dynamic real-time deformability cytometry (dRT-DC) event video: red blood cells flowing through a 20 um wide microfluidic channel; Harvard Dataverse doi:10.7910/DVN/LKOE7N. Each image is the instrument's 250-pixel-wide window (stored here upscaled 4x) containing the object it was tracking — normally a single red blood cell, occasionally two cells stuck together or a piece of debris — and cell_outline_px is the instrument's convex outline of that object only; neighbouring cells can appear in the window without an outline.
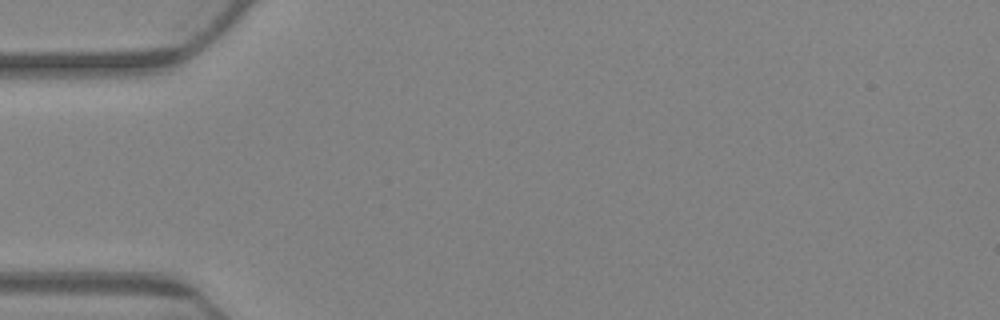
{"species": "Egyptian fruit bat (a non-hibernating species)", "species_latin": "Rousettus aegyptiacus", "temperature_condition": "warm", "stored_images_in_passage": 2, "camera_frame_rate_fps": 3000, "um_per_image_px": 0.085, "animal": {"sex": "female"}, "frame": {"image": 1, "passage_image": 1, "time_ms": 0.0, "image_size_px": [1000, 320], "cell_outline_px": [[272, 276], [268, 284], [224, 256], [184, 224], [188, 220], [232, 228], [260, 260]], "centroid_in_image_um": [19.62, 21.03], "position_along_channel_um": 65.4, "area_um2": 13.06}}